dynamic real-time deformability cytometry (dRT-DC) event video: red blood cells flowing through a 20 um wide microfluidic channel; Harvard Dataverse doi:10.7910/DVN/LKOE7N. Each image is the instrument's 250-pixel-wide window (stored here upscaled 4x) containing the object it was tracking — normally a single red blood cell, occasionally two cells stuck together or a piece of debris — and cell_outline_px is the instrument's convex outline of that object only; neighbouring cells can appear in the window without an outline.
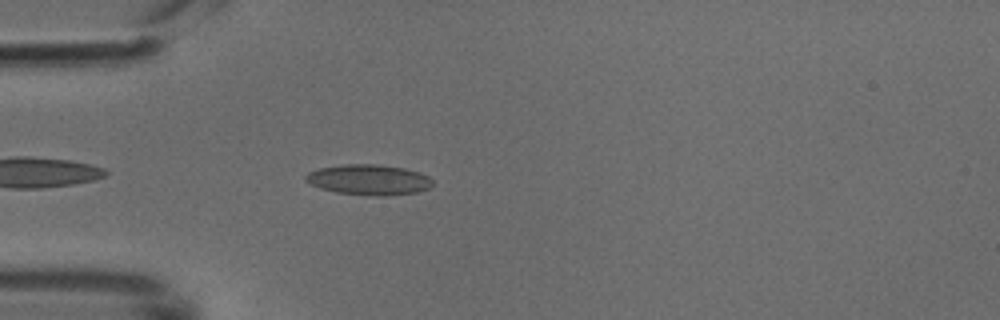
{"species": "common noctule bat (a hibernating species)", "species_latin": "Nyctalus noctula", "temperature_condition": "cold", "stored_images_in_passage": 38, "camera_frame_rate_fps": 3000, "um_per_image_px": 0.085, "animal": {"sex": "male", "body_mass_g": 18.8}, "frame": {"image": 1, "passage_image": 3, "time_ms": 0.667, "image_size_px": [1000, 320], "cell_outline_px": [[432, 184], [428, 188], [416, 192], [384, 196], [376, 196], [336, 192], [320, 188], [304, 180], [304, 176], [308, 172], [320, 168], [344, 164], [376, 164], [404, 168], [420, 172], [428, 176], [432, 180]], "centroid_in_image_um": [31.34, 15.27], "position_along_channel_um": 53.7, "area_um2": 22.43}}
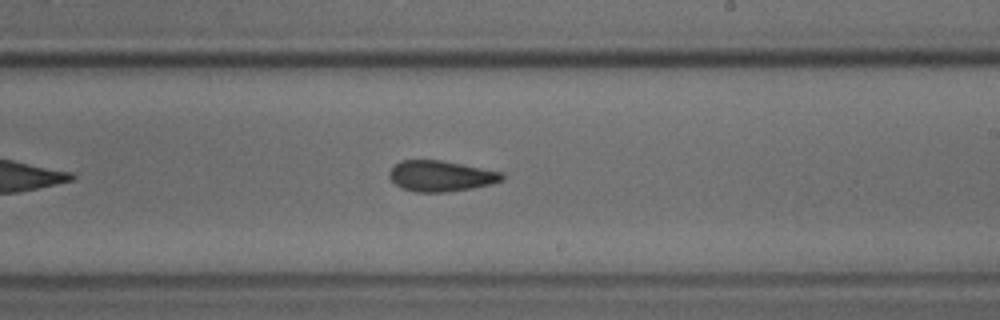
{"frame": {"image": 2, "passage_image": 18, "time_ms": 5.667, "image_size_px": [1000, 320], "cell_outline_px": [[504, 180], [492, 184], [472, 188], [444, 192], [416, 192], [400, 188], [388, 176], [388, 172], [400, 160], [440, 160], [504, 172]], "centroid_in_image_um": [37.48, 14.96], "position_along_channel_um": 251.5, "area_um2": 20.29}}
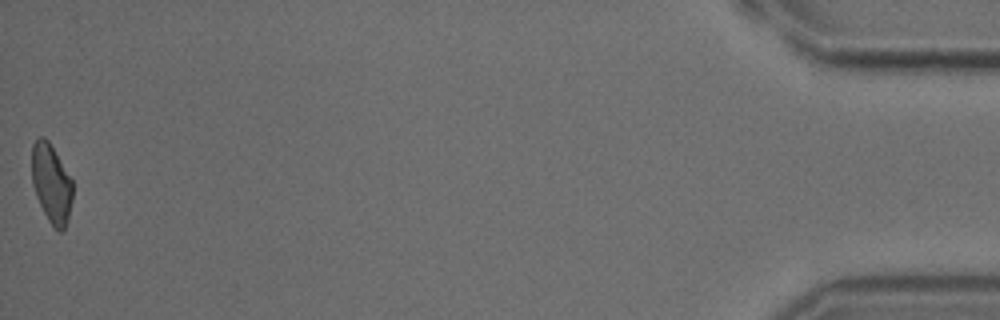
{"frame": {"image": 3, "passage_image": 38, "time_ms": 12.333, "image_size_px": [1000, 320], "cell_outline_px": [[72, 200], [68, 216], [64, 228], [60, 232], [48, 220], [36, 196], [32, 184], [32, 144], [40, 136], [44, 136], [48, 140], [72, 180]], "centroid_in_image_um": [4.35, 15.56], "position_along_channel_um": 430.9, "area_um2": 18.44}}